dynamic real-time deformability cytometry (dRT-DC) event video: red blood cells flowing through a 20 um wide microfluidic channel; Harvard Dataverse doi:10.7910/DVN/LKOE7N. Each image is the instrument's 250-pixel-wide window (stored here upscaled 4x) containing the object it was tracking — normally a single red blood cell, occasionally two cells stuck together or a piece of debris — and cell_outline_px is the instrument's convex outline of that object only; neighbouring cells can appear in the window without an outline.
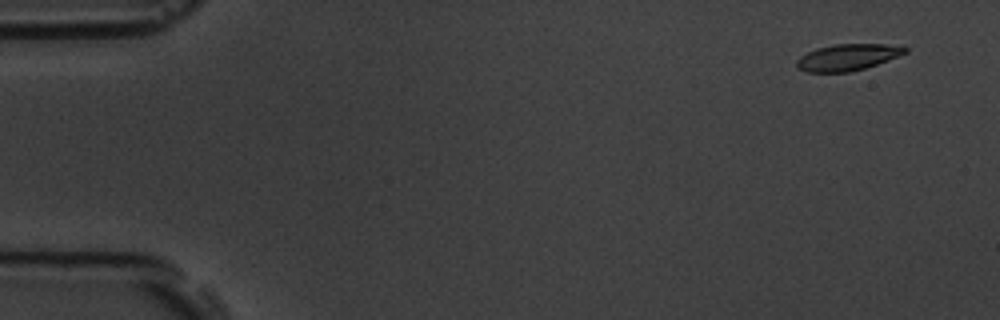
{"species": "common noctule bat (a hibernating species)", "species_latin": "Nyctalus noctula", "temperature_condition": "room temperature", "stored_images_in_passage": 6, "camera_frame_rate_fps": 3000, "um_per_image_px": 0.085, "animal": {"sex": "male", "body_mass_g": 19.5, "forearm_length_mm": 54.6}, "frame": {"image": 1, "passage_image": 1, "time_ms": 0.0, "image_size_px": [1000, 320], "cell_outline_px": [[908, 52], [876, 64], [864, 68], [848, 72], [808, 72], [796, 68], [796, 60], [800, 56], [816, 48], [836, 44], [884, 44], [908, 48]], "centroid_in_image_um": [71.99, 4.87], "position_along_channel_um": 13.0, "area_um2": 16.53}}
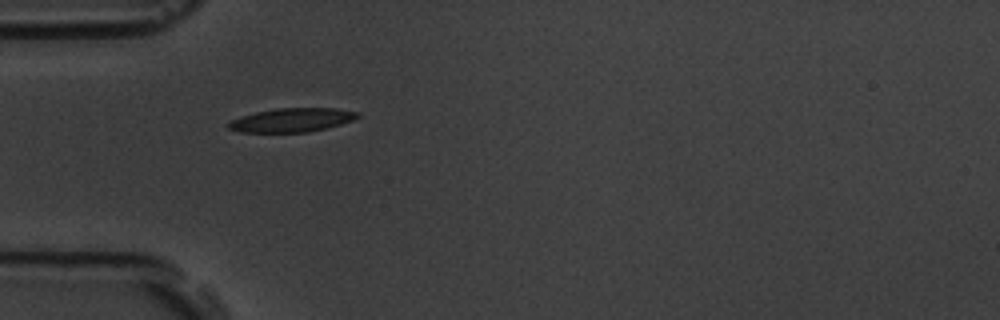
{"frame": {"image": 2, "passage_image": 5, "time_ms": 4.667, "image_size_px": [1000, 320], "cell_outline_px": [[360, 116], [352, 120], [328, 128], [308, 132], [240, 132], [228, 128], [224, 124], [240, 116], [256, 112], [276, 108], [336, 108], [360, 112]], "centroid_in_image_um": [24.8, 10.2], "position_along_channel_um": 60.2, "area_um2": 18.03}}
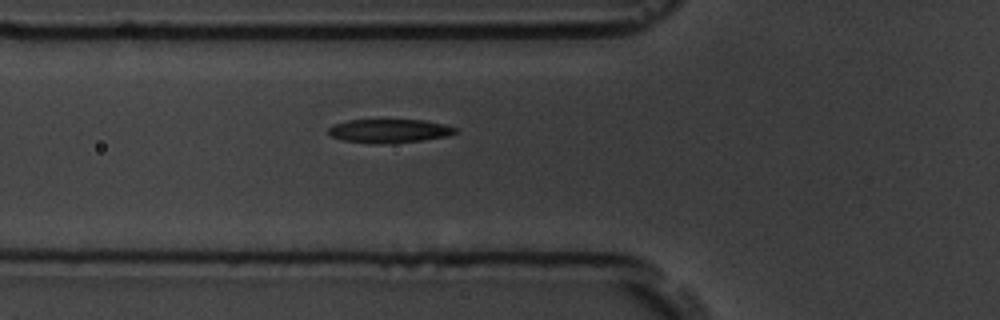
{"frame": {"image": 3, "passage_image": 6, "time_ms": 5.667, "image_size_px": [1000, 320], "cell_outline_px": [[460, 132], [448, 136], [420, 140], [344, 140], [332, 136], [328, 132], [328, 128], [332, 124], [348, 120], [424, 120], [444, 124], [456, 128]], "centroid_in_image_um": [33.15, 11.05], "position_along_channel_um": 92.6, "area_um2": 16.3}}